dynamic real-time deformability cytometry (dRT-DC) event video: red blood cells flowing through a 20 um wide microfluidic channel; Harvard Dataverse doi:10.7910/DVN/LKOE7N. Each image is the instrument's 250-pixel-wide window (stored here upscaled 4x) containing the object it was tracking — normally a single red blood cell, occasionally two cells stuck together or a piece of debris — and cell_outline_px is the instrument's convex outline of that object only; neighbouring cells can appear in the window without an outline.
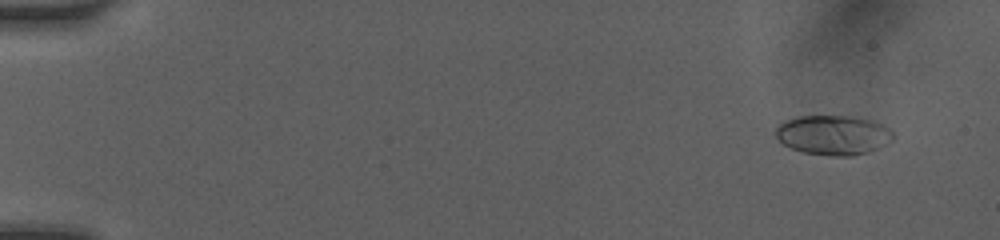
{"species": "human", "species_latin": "Homo sapiens", "temperature_condition": "room temperature", "stored_images_in_passage": 24, "camera_frame_rate_fps": 3000, "um_per_image_px": 0.085, "donor": {"sex": "female"}, "frame": {"image": 1, "passage_image": 2, "time_ms": 1.0, "image_size_px": [1000, 240], "cell_outline_px": [[892, 140], [880, 148], [868, 152], [852, 156], [832, 156], [804, 152], [792, 148], [784, 144], [776, 136], [776, 128], [784, 120], [796, 116], [856, 116], [872, 120], [888, 128], [892, 132]], "centroid_in_image_um": [70.83, 11.47], "position_along_channel_um": 14.2, "area_um2": 27.11}}
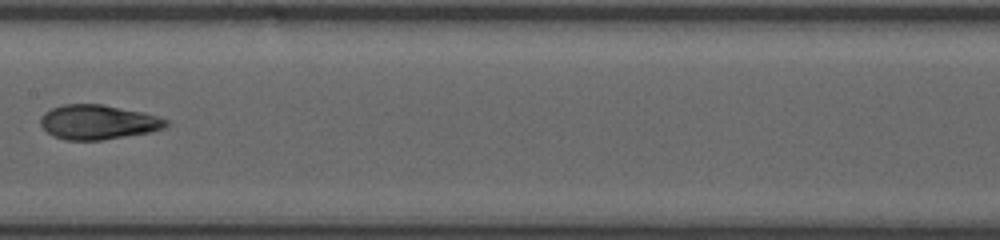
{"frame": {"image": 2, "passage_image": 14, "time_ms": 9.0, "image_size_px": [1000, 240], "cell_outline_px": [[168, 124], [164, 128], [152, 132], [100, 140], [64, 140], [52, 136], [40, 124], [40, 116], [44, 112], [52, 108], [64, 104], [104, 104], [144, 112], [168, 120]], "centroid_in_image_um": [8.32, 10.38], "position_along_channel_um": 199.1, "area_um2": 25.43}}
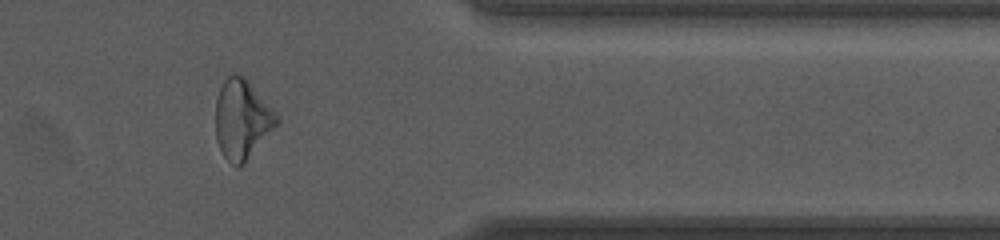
{"frame": {"image": 3, "passage_image": 22, "time_ms": 14.0, "image_size_px": [1000, 240], "cell_outline_px": [[280, 124], [244, 164], [240, 168], [236, 168], [224, 156], [216, 140], [216, 100], [220, 88], [224, 80], [232, 72], [236, 72], [244, 76], [248, 80], [280, 116]], "centroid_in_image_um": [20.61, 10.15], "position_along_channel_um": 390.8, "area_um2": 28.9}, "authors_computed_cell_mechanics": {"area_um2": 25.432, "velocity_mm_per_s": 4.1191, "shape_relaxation_time_tau1_ms": 7.4126, "shape_relaxation_time_tau2_ms": 1.8335, "deformation_change_tau1": 0.1966, "deformation_change_tau2": 0.0694}}